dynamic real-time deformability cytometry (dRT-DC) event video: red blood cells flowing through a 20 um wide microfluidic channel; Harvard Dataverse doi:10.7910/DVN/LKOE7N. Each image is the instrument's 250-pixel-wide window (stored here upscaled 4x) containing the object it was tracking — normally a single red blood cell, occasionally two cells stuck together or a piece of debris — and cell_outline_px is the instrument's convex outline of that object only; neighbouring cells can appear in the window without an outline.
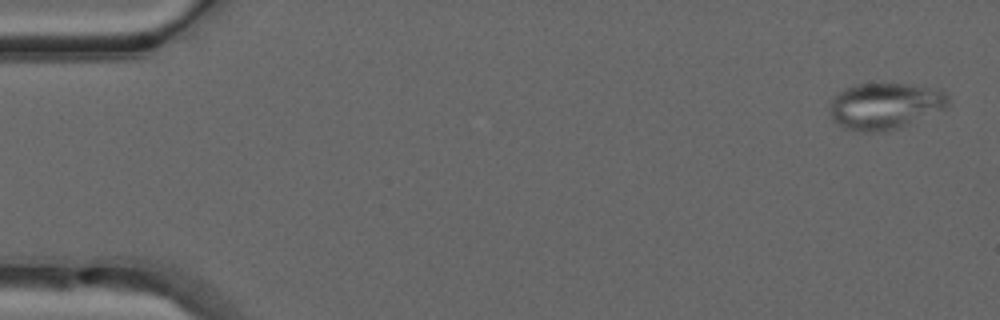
{"species": "common noctule bat (a hibernating species)", "species_latin": "Nyctalus noctula", "temperature_condition": "warm", "stored_images_in_passage": 50, "camera_frame_rate_fps": 3000, "um_per_image_px": 0.085, "animal": {"sex": "male", "forearm_length_mm": 52.5}, "frame": {"image": 1, "passage_image": 2, "time_ms": 0.333, "image_size_px": [1000, 320], "cell_outline_px": [[948, 108], [900, 128], [884, 132], [860, 132], [844, 128], [832, 120], [832, 100], [844, 88], [856, 84], [908, 84], [940, 88], [948, 96]], "centroid_in_image_um": [75.29, 9.02], "position_along_channel_um": 9.7, "area_um2": 32.25}}
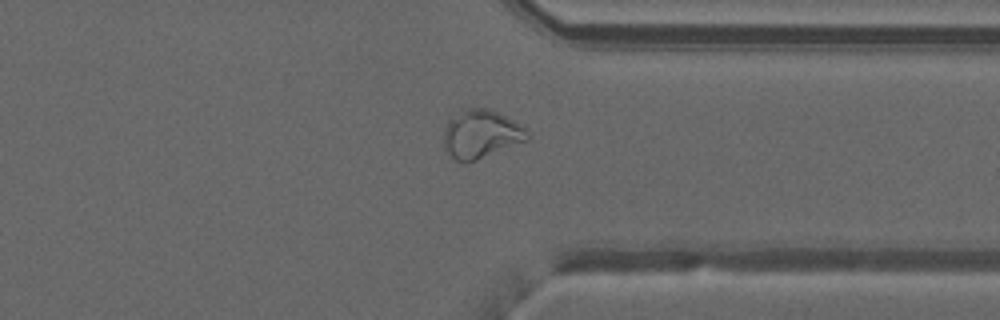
{"frame": {"image": 2, "passage_image": 39, "time_ms": 12.667, "image_size_px": [1000, 320], "cell_outline_px": [[528, 140], [476, 160], [456, 160], [444, 148], [444, 128], [448, 120], [464, 108], [488, 108], [512, 120], [524, 128], [528, 132]], "centroid_in_image_um": [40.86, 11.38], "position_along_channel_um": 370.5, "area_um2": 23.06}}
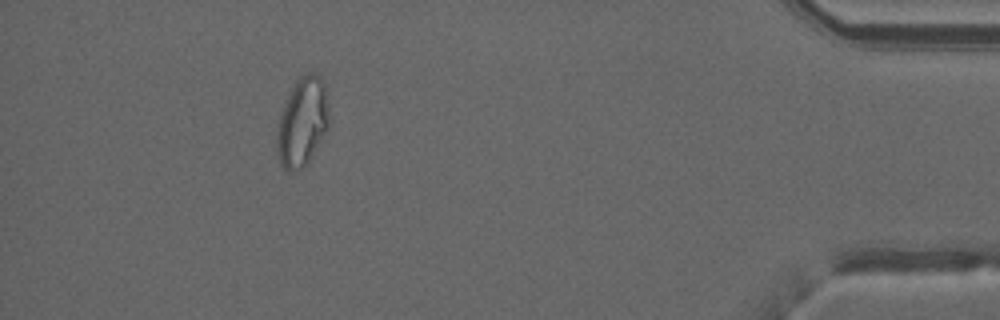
{"frame": {"image": 3, "passage_image": 46, "time_ms": 15.0, "image_size_px": [1000, 320], "cell_outline_px": [[328, 128], [308, 164], [300, 168], [288, 172], [280, 164], [276, 152], [276, 128], [280, 112], [284, 100], [292, 84], [304, 72], [316, 72], [320, 76], [324, 84], [328, 104]], "centroid_in_image_um": [25.66, 10.34], "position_along_channel_um": 409.5, "area_um2": 27.69}}